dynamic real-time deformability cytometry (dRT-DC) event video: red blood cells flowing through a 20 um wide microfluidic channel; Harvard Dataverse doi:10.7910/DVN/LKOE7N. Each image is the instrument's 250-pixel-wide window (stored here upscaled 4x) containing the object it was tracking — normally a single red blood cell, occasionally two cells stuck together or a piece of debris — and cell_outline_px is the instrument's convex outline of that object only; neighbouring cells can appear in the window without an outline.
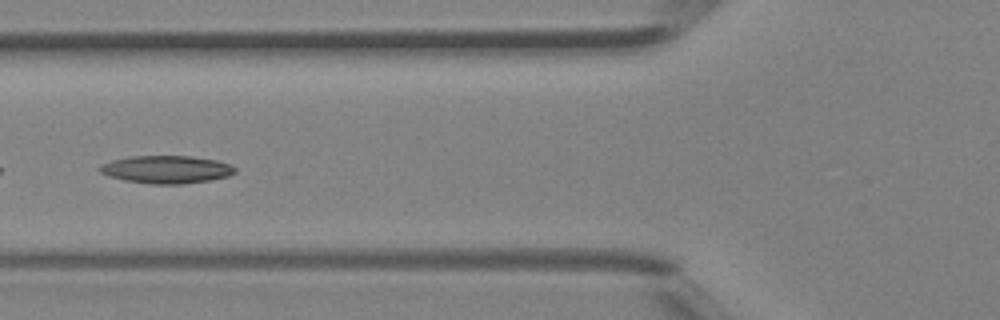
{"species": "Egyptian fruit bat (a non-hibernating species)", "species_latin": "Rousettus aegyptiacus", "temperature_condition": "room temperature", "stored_images_in_passage": 6, "camera_frame_rate_fps": 3000, "um_per_image_px": 0.085, "animal": {"sex": "female"}, "frame": {"image": 1, "passage_image": 5, "time_ms": 1.333, "image_size_px": [1000, 320], "cell_outline_px": [[236, 172], [228, 176], [212, 180], [184, 184], [152, 184], [124, 180], [108, 176], [100, 172], [96, 168], [100, 164], [112, 160], [128, 156], [192, 156], [216, 160], [232, 164], [236, 168]], "centroid_in_image_um": [14.14, 14.4], "position_along_channel_um": 111.7, "area_um2": 22.2}}
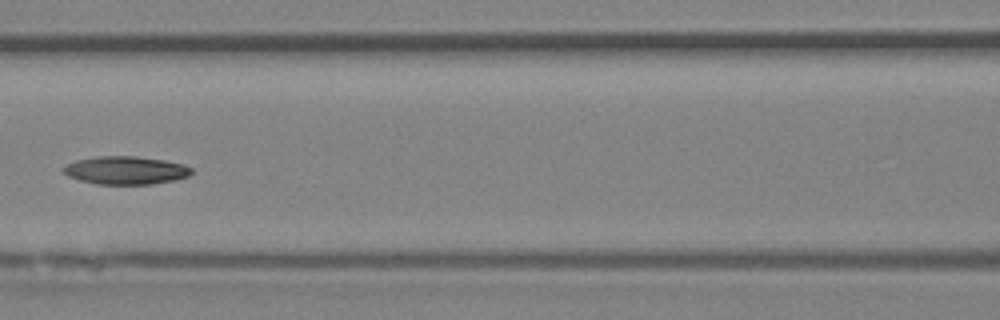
{"frame": {"image": 2, "passage_image": 6, "time_ms": 1.667, "image_size_px": [1000, 320], "cell_outline_px": [[192, 172], [188, 176], [176, 180], [152, 184], [96, 184], [80, 180], [68, 176], [64, 172], [64, 168], [68, 164], [76, 160], [100, 156], [136, 156], [164, 160], [184, 164], [192, 168]], "centroid_in_image_um": [10.73, 14.48], "position_along_channel_um": 155.9, "area_um2": 20.87}}